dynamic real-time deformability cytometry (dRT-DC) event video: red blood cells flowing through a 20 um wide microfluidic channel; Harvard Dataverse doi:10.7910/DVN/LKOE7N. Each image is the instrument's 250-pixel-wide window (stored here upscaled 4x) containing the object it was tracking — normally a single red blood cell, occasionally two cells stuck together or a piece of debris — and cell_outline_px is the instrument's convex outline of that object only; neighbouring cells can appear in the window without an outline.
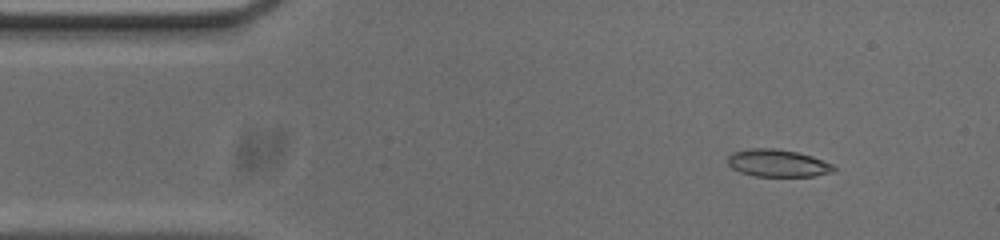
{"species": "common noctule bat (a hibernating species)", "species_latin": "Nyctalus noctula", "temperature_condition": "cold", "stored_images_in_passage": 54, "camera_frame_rate_fps": 3000, "um_per_image_px": 0.085, "animal": {"sex": "male", "body_mass_g": 20.0, "forearm_length_mm": 53.3}, "frame": {"image": 1, "passage_image": 6, "time_ms": 1.667, "image_size_px": [1000, 240], "cell_outline_px": [[836, 168], [832, 172], [816, 176], [756, 176], [740, 172], [732, 168], [728, 164], [728, 156], [732, 152], [748, 148], [776, 148], [796, 152], [812, 156], [832, 164]], "centroid_in_image_um": [66.08, 13.86], "position_along_channel_um": 18.9, "area_um2": 16.94}}
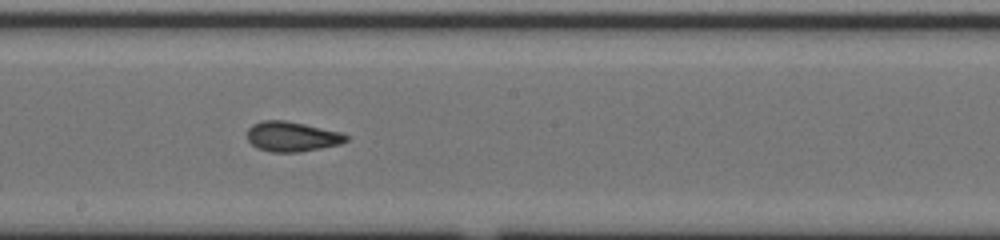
{"frame": {"image": 2, "passage_image": 28, "time_ms": 9.0, "image_size_px": [1000, 240], "cell_outline_px": [[348, 140], [340, 144], [300, 152], [272, 152], [256, 148], [248, 140], [248, 128], [252, 124], [260, 120], [284, 120], [304, 124], [340, 132], [348, 136]], "centroid_in_image_um": [24.79, 11.61], "position_along_channel_um": 223.4, "area_um2": 17.22}}
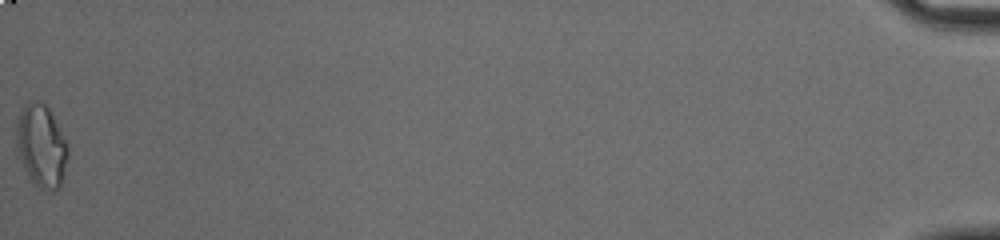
{"frame": {"image": 3, "passage_image": 54, "time_ms": 17.667, "image_size_px": [1000, 240], "cell_outline_px": [[68, 156], [60, 188], [52, 192], [40, 188], [32, 180], [24, 168], [16, 152], [16, 120], [24, 104], [28, 100], [44, 100], [68, 144]], "centroid_in_image_um": [3.5, 12.36], "position_along_channel_um": 431.7, "area_um2": 25.2}, "authors_computed_cell_mechanics": {"area_um2": 17.2822, "velocity_mm_per_s": 3.7105, "shape_relaxation_time_tau1_ms": 7.327, "shape_relaxation_time_tau2_ms": 1.7416, "deformation_change_tau1": 0.1899, "deformation_change_tau2": 0.0835}}